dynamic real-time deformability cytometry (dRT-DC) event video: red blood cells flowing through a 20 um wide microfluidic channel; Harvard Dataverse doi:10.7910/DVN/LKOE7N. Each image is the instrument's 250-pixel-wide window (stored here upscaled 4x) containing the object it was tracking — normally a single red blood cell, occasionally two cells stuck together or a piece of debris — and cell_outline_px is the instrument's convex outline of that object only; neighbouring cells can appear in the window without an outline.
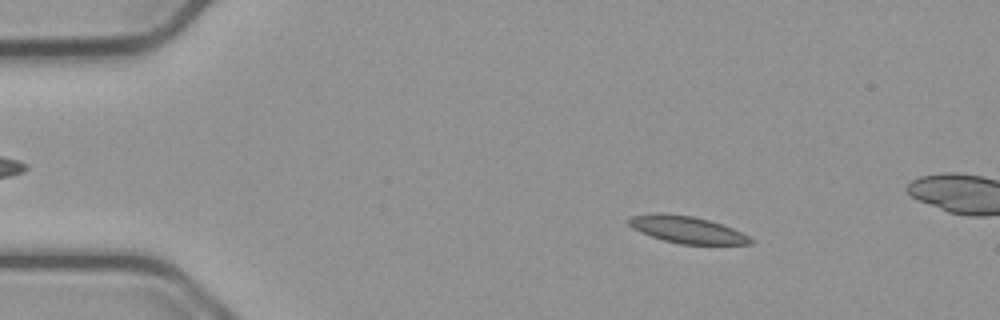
{"species": "common noctule bat (a hibernating species)", "species_latin": "Nyctalus noctula", "temperature_condition": "cold", "stored_images_in_passage": 55, "camera_frame_rate_fps": 3000, "um_per_image_px": 0.085, "animal": {"sex": "male", "body_mass_g": 23.1, "forearm_length_mm": 52.7}, "frame": {"image": 1, "passage_image": 8, "time_ms": 2.333, "image_size_px": [1000, 320], "cell_outline_px": [[756, 240], [752, 244], [680, 244], [664, 240], [640, 232], [632, 228], [628, 224], [628, 220], [632, 216], [656, 212], [660, 212], [692, 216], [708, 220], [732, 228]], "centroid_in_image_um": [58.38, 19.51], "position_along_channel_um": 26.6, "area_um2": 19.02}}
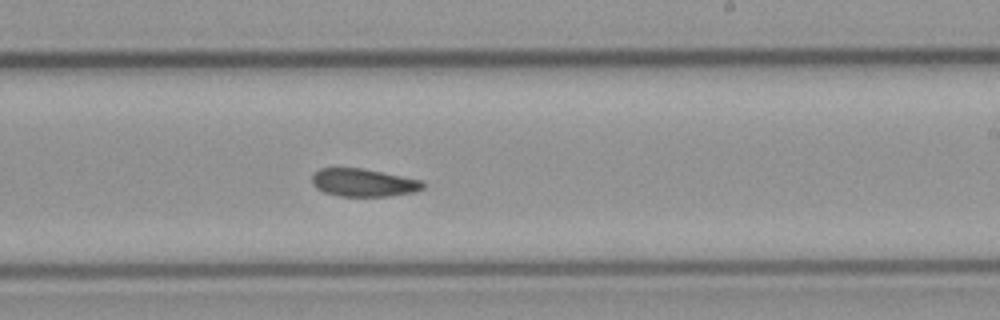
{"frame": {"image": 2, "passage_image": 32, "time_ms": 10.333, "image_size_px": [1000, 320], "cell_outline_px": [[424, 188], [412, 192], [388, 196], [336, 196], [324, 192], [316, 188], [312, 184], [312, 176], [320, 168], [360, 168], [420, 180], [424, 184]], "centroid_in_image_um": [30.84, 15.53], "position_along_channel_um": 258.2, "area_um2": 17.74}}
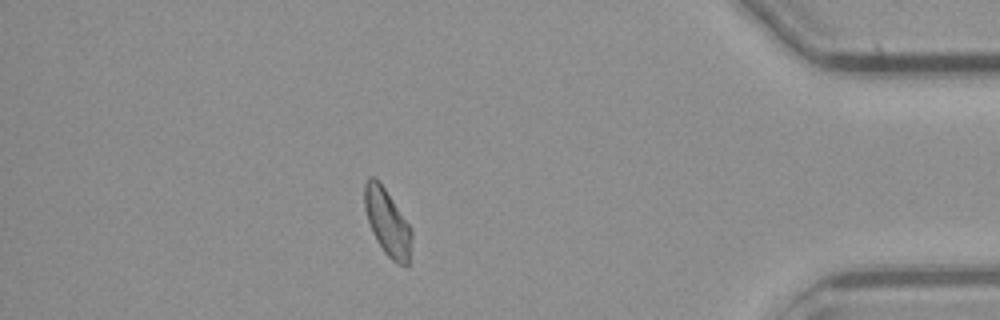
{"frame": {"image": 3, "passage_image": 47, "time_ms": 15.333, "image_size_px": [1000, 320], "cell_outline_px": [[412, 236], [408, 264], [396, 264], [384, 252], [376, 240], [372, 232], [364, 208], [364, 184], [368, 176], [372, 176], [384, 188], [408, 224], [412, 232]], "centroid_in_image_um": [32.9, 18.91], "position_along_channel_um": 402.3, "area_um2": 17.86}}